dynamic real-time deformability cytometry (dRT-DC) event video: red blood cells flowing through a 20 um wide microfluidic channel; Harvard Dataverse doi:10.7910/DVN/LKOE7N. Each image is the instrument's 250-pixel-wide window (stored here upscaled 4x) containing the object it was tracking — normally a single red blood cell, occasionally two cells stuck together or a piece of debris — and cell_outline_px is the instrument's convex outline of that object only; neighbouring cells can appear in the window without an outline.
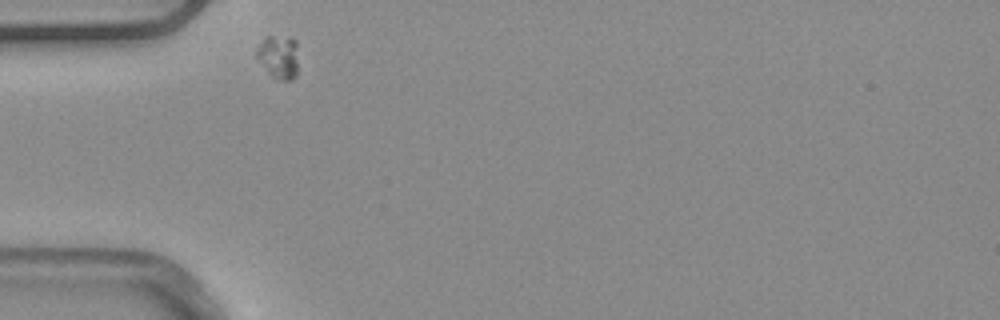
{"species": "common noctule bat (a hibernating species)", "species_latin": "Nyctalus noctula", "temperature_condition": "warm", "stored_images_in_passage": 30, "camera_frame_rate_fps": 3000, "um_per_image_px": 0.085, "animal": {"sex": "male", "body_mass_g": 20.4}, "frame": {"image": 1, "passage_image": 1, "time_ms": 0.0, "image_size_px": [1000, 320], "cell_outline_px": [[296, 76], [292, 80], [280, 80], [272, 76], [268, 72], [256, 56], [256, 48], [268, 36], [292, 36], [296, 40]], "centroid_in_image_um": [23.69, 4.81], "position_along_channel_um": 61.3, "area_um2": 10.4}}